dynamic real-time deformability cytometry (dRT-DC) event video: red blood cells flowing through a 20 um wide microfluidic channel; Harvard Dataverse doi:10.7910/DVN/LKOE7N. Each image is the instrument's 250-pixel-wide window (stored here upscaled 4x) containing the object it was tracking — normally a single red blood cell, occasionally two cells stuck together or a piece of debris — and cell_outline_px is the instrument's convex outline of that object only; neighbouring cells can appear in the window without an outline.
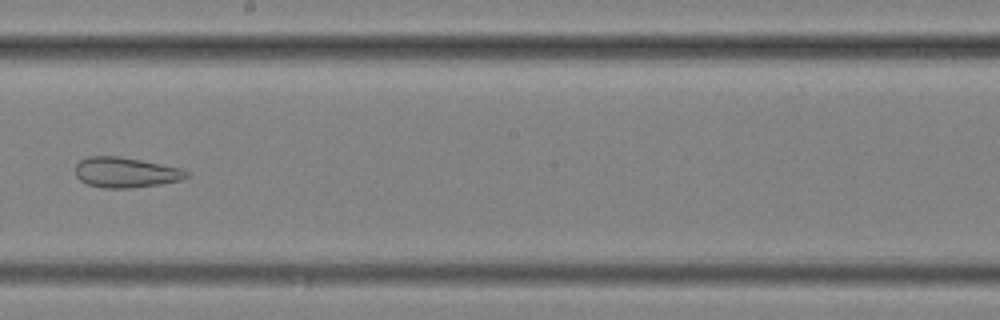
{"species": "common noctule bat (a hibernating species)", "species_latin": "Nyctalus noctula", "temperature_condition": "cold", "stored_images_in_passage": 8, "camera_frame_rate_fps": 3000, "um_per_image_px": 0.085, "animal": {"sex": "female", "body_mass_g": 25.1}, "frame": {"image": 1, "passage_image": 8, "time_ms": 2.333, "image_size_px": [1000, 320], "cell_outline_px": [[188, 176], [184, 180], [160, 184], [132, 188], [104, 188], [88, 184], [80, 180], [76, 176], [76, 164], [80, 160], [88, 156], [116, 156], [140, 160], [180, 168], [188, 172]], "centroid_in_image_um": [10.68, 14.66], "position_along_channel_um": 237.5, "area_um2": 19.54}}